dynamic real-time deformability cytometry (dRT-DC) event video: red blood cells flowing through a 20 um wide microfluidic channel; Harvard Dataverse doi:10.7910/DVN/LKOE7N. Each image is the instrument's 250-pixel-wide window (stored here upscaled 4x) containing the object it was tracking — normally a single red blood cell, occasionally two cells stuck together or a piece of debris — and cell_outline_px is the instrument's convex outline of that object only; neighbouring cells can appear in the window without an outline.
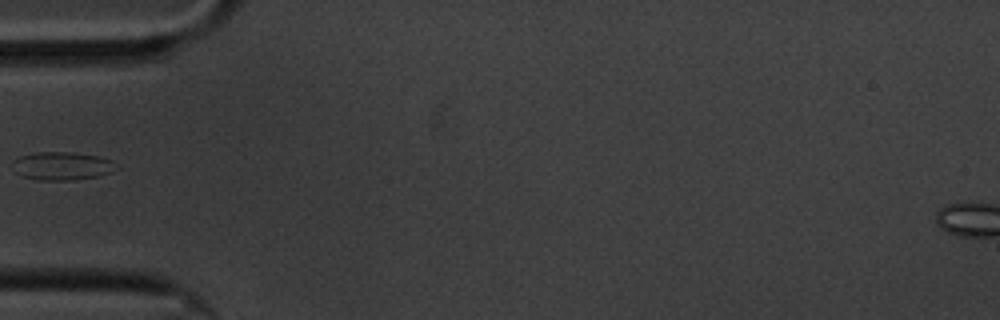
{"species": "common noctule bat (a hibernating species)", "species_latin": "Nyctalus noctula", "temperature_condition": "cold", "stored_images_in_passage": 41, "camera_frame_rate_fps": 3000, "um_per_image_px": 0.085, "animal": {"sex": "male", "body_mass_g": 20.1, "forearm_length_mm": 53.5}, "frame": {"image": 1, "passage_image": 1, "time_ms": 0.0, "image_size_px": [1000, 320], "cell_outline_px": [[120, 168], [112, 172], [100, 176], [72, 180], [36, 180], [12, 172], [12, 160], [20, 156], [36, 152], [72, 152], [100, 156], [112, 160], [120, 164]], "centroid_in_image_um": [5.31, 14.1], "position_along_channel_um": 79.7, "area_um2": 17.57}}
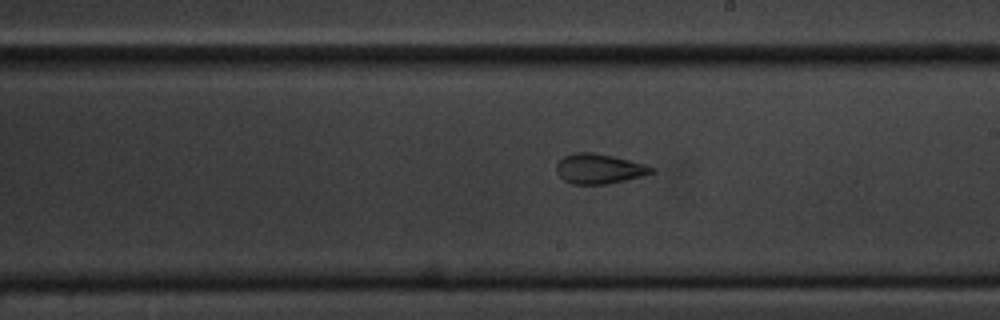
{"frame": {"image": 2, "passage_image": 15, "time_ms": 4.667, "image_size_px": [1000, 320], "cell_outline_px": [[656, 172], [624, 180], [604, 184], [572, 184], [564, 180], [556, 172], [556, 164], [564, 156], [576, 152], [592, 152], [612, 156], [644, 164], [656, 168]], "centroid_in_image_um": [50.91, 14.34], "position_along_channel_um": 238.1, "area_um2": 16.42}}
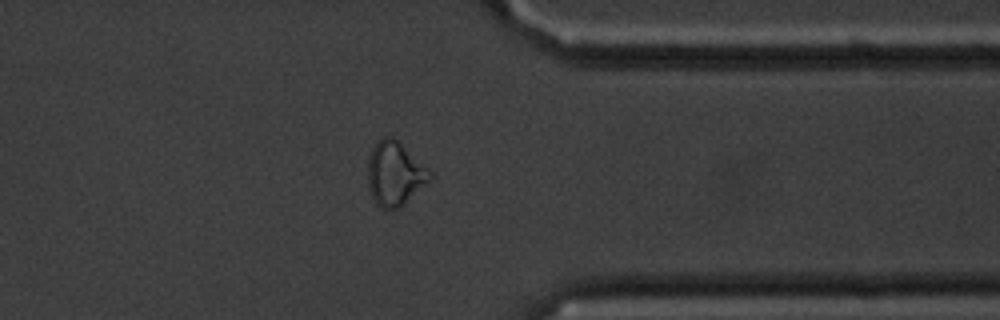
{"frame": {"image": 3, "passage_image": 28, "time_ms": 9.0, "image_size_px": [1000, 320], "cell_outline_px": [[432, 180], [404, 204], [396, 208], [380, 208], [376, 204], [368, 188], [368, 160], [372, 148], [384, 136], [392, 136], [432, 172]], "centroid_in_image_um": [33.57, 14.78], "position_along_channel_um": 377.8, "area_um2": 22.95}}